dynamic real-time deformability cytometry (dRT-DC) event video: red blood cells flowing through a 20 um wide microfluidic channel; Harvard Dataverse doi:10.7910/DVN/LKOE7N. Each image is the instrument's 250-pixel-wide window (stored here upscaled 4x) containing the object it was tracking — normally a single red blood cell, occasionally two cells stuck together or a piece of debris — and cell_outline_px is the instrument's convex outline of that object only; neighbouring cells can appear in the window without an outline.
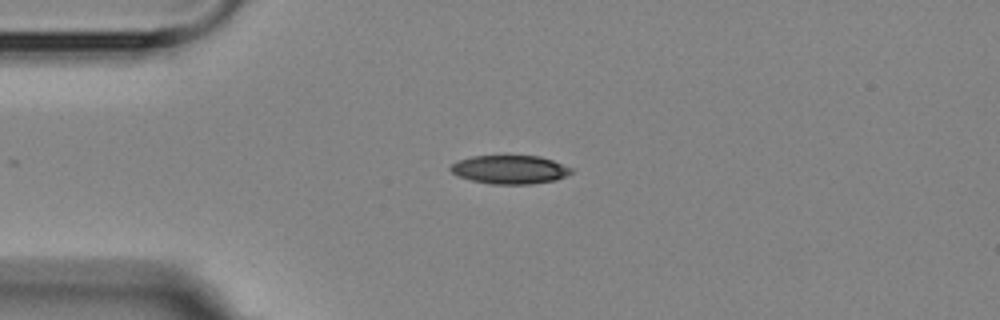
{"species": "Egyptian fruit bat (a non-hibernating species)", "species_latin": "Rousettus aegyptiacus", "temperature_condition": "room temperature", "stored_images_in_passage": 2, "camera_frame_rate_fps": 3000, "um_per_image_px": 0.085, "animal": {"sex": "female"}, "frame": {"image": 1, "passage_image": 2, "time_ms": 1.333, "image_size_px": [1000, 320], "cell_outline_px": [[572, 172], [556, 180], [532, 184], [492, 184], [472, 180], [456, 176], [448, 168], [456, 160], [472, 156], [540, 156], [552, 160], [572, 168]], "centroid_in_image_um": [43.3, 14.41], "position_along_channel_um": 41.7, "area_um2": 20.11}}